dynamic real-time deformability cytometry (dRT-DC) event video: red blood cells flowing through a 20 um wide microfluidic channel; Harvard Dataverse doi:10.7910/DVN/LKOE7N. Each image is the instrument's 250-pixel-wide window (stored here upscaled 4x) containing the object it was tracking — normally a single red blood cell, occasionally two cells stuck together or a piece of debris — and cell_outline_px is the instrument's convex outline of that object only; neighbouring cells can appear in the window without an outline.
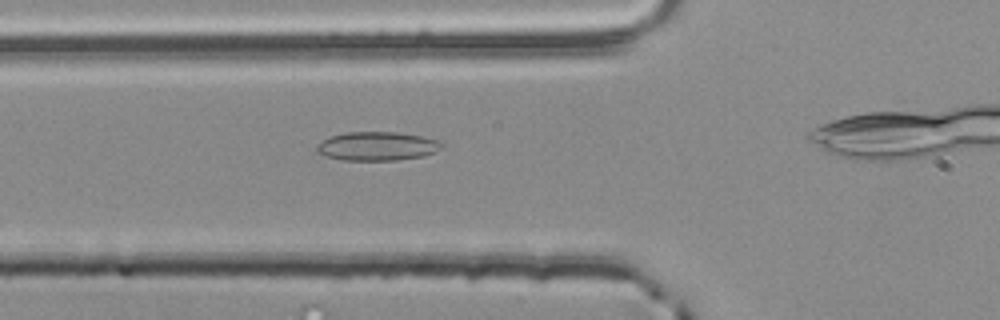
{"species": "common noctule bat (a hibernating species)", "species_latin": "Nyctalus noctula", "temperature_condition": "room temperature", "stored_images_in_passage": 36, "camera_frame_rate_fps": 3000, "um_per_image_px": 0.085, "animal": {"sex": "male", "body_mass_g": 20.4}, "frame": {"image": 1, "passage_image": 12, "time_ms": 3.667, "image_size_px": [1000, 320], "cell_outline_px": [[440, 148], [424, 156], [396, 160], [340, 160], [316, 152], [316, 144], [332, 136], [344, 132], [396, 132], [420, 136], [436, 140], [440, 144]], "centroid_in_image_um": [31.99, 12.43], "position_along_channel_um": 93.8, "area_um2": 20.63}}
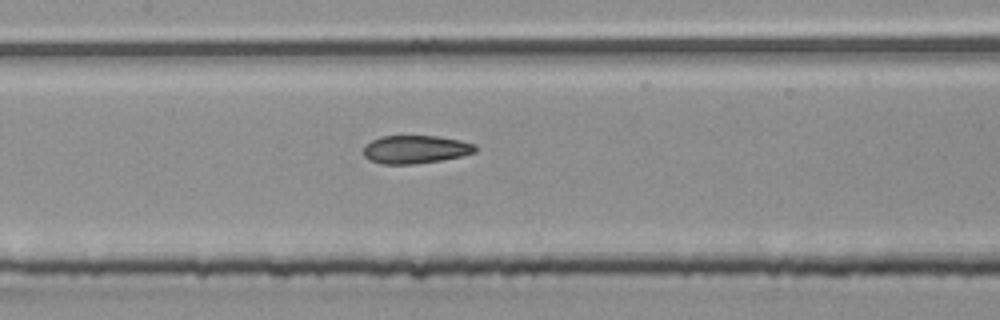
{"frame": {"image": 2, "passage_image": 18, "time_ms": 5.667, "image_size_px": [1000, 320], "cell_outline_px": [[476, 152], [444, 160], [416, 164], [380, 164], [368, 160], [364, 156], [364, 144], [380, 136], [440, 136], [460, 140], [476, 144]], "centroid_in_image_um": [35.3, 12.7], "position_along_channel_um": 172.1, "area_um2": 18.61}}
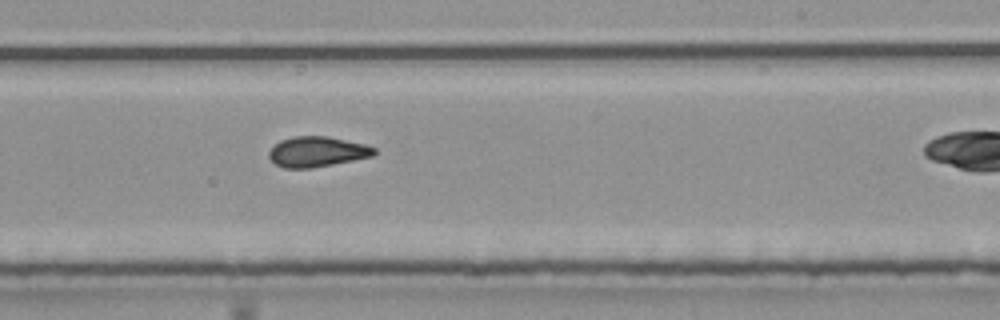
{"frame": {"image": 3, "passage_image": 25, "time_ms": 8.0, "image_size_px": [1000, 320], "cell_outline_px": [[376, 152], [372, 156], [312, 168], [284, 168], [276, 164], [268, 156], [268, 152], [280, 140], [292, 136], [328, 136], [364, 144], [376, 148]], "centroid_in_image_um": [26.93, 12.89], "position_along_channel_um": 262.1, "area_um2": 18.44}}